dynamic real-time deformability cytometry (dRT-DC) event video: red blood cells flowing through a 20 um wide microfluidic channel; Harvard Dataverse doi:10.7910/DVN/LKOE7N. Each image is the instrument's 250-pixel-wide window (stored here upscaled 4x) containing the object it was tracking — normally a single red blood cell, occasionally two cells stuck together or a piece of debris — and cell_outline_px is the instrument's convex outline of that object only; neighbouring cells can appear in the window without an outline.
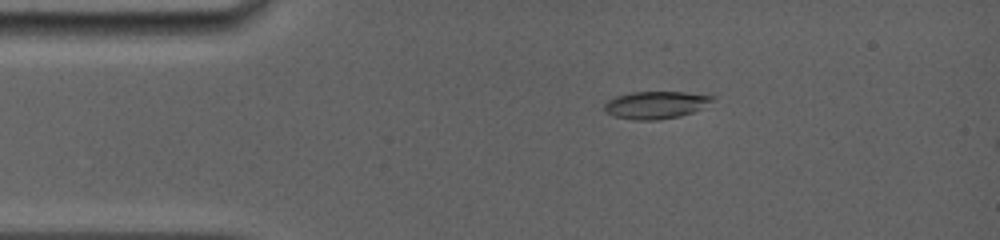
{"species": "common noctule bat (a hibernating species)", "species_latin": "Nyctalus noctula", "temperature_condition": "room temperature", "stored_images_in_passage": 9, "camera_frame_rate_fps": 5000, "um_per_image_px": 0.085, "animal": {"sex": "female", "body_mass_g": 19.0, "forearm_length_mm": 56.7}, "frame": {"image": 1, "passage_image": 7, "time_ms": 2.4, "image_size_px": [1000, 240], "cell_outline_px": [[716, 96], [704, 108], [680, 116], [660, 120], [632, 120], [616, 116], [604, 112], [604, 104], [608, 100], [616, 96], [632, 92], [684, 92]], "centroid_in_image_um": [55.74, 8.92], "position_along_channel_um": 29.3, "area_um2": 17.34}}